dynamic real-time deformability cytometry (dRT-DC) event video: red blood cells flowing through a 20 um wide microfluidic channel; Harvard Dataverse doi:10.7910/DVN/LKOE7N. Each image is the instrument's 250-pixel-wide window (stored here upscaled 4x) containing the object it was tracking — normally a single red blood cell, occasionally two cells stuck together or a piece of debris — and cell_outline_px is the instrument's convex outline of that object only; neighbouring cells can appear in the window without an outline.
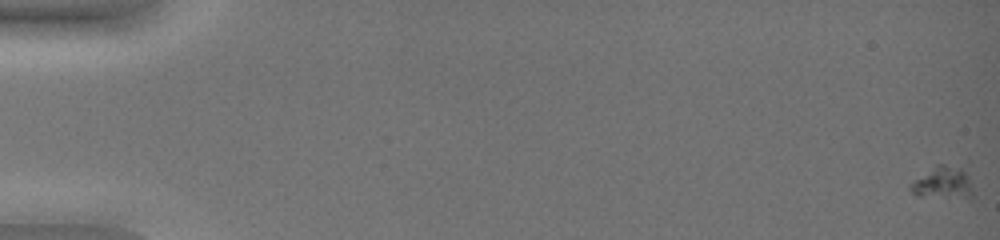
{"species": "common noctule bat (a hibernating species)", "species_latin": "Nyctalus noctula", "temperature_condition": "warm", "stored_images_in_passage": 51, "camera_frame_rate_fps": 3000, "um_per_image_px": 0.085, "animal": {"sex": "female", "body_mass_g": 19.0, "forearm_length_mm": 51.5}, "frame": {"image": 1, "passage_image": 1, "time_ms": 0.0, "image_size_px": [1000, 240], "cell_outline_px": [[972, 196], [920, 196], [912, 192], [908, 188], [908, 184], [936, 164], [944, 164], [960, 168], [968, 176], [972, 188]], "centroid_in_image_um": [80.08, 15.51], "position_along_channel_um": 4.9, "area_um2": 11.27}}
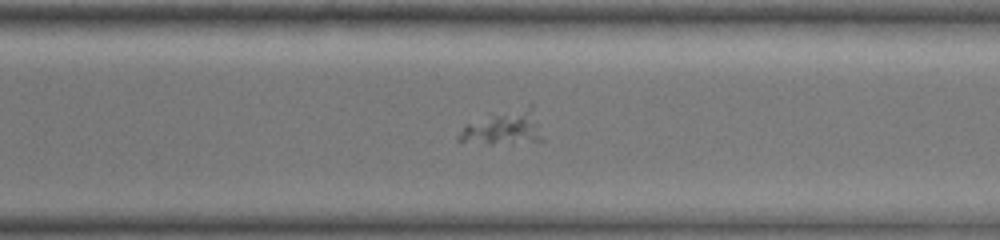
{"frame": {"image": 2, "passage_image": 43, "time_ms": 14.0, "image_size_px": [1000, 240], "cell_outline_px": [[544, 140], [492, 144], [488, 144], [456, 140], [456, 136], [464, 124], [488, 112], [532, 100]], "centroid_in_image_um": [42.82, 10.72], "position_along_channel_um": 327.8, "area_um2": 18.26}}
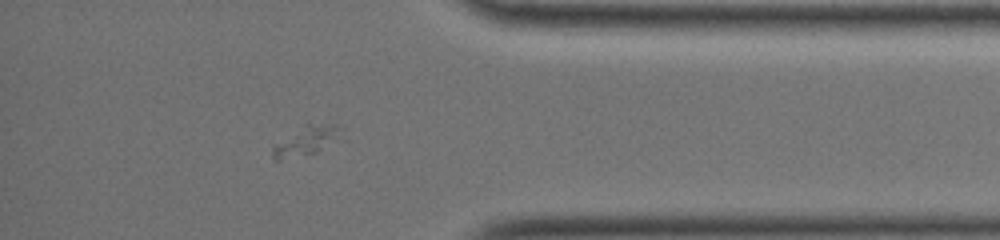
{"frame": {"image": 3, "passage_image": 50, "time_ms": 16.333, "image_size_px": [1000, 240], "cell_outline_px": [[344, 128], [316, 152], [280, 160], [272, 160], [272, 148], [308, 120], [344, 124]], "centroid_in_image_um": [26.02, 11.86], "position_along_channel_um": 409.2, "area_um2": 11.56}}